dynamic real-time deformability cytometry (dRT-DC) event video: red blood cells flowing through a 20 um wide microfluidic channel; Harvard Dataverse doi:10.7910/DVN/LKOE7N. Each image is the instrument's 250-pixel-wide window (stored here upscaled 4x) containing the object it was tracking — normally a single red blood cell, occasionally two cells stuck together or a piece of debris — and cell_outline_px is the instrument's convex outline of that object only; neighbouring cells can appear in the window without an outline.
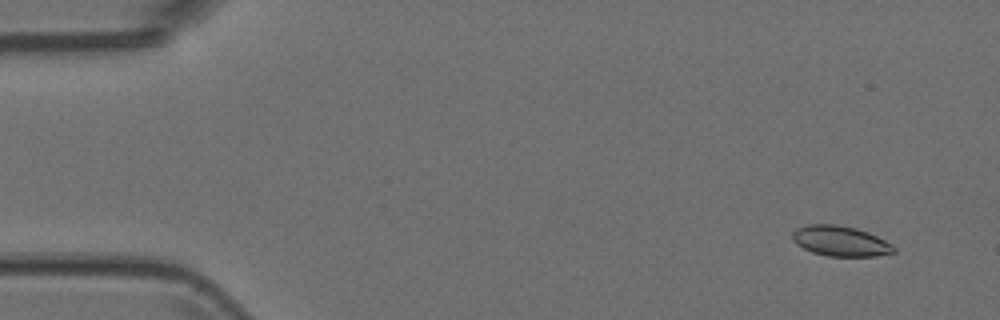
{"species": "Egyptian fruit bat (a non-hibernating species)", "species_latin": "Rousettus aegyptiacus", "temperature_condition": "room temperature", "stored_images_in_passage": 5, "camera_frame_rate_fps": 3000, "um_per_image_px": 0.085, "animal": {"sex": "female"}, "frame": {"image": 1, "passage_image": 1, "time_ms": 0.0, "image_size_px": [1000, 320], "cell_outline_px": [[896, 252], [876, 256], [828, 256], [812, 252], [796, 244], [792, 240], [792, 232], [796, 228], [808, 224], [836, 224], [856, 228], [868, 232], [892, 244], [896, 248]], "centroid_in_image_um": [71.42, 20.48], "position_along_channel_um": 13.6, "area_um2": 17.98}}